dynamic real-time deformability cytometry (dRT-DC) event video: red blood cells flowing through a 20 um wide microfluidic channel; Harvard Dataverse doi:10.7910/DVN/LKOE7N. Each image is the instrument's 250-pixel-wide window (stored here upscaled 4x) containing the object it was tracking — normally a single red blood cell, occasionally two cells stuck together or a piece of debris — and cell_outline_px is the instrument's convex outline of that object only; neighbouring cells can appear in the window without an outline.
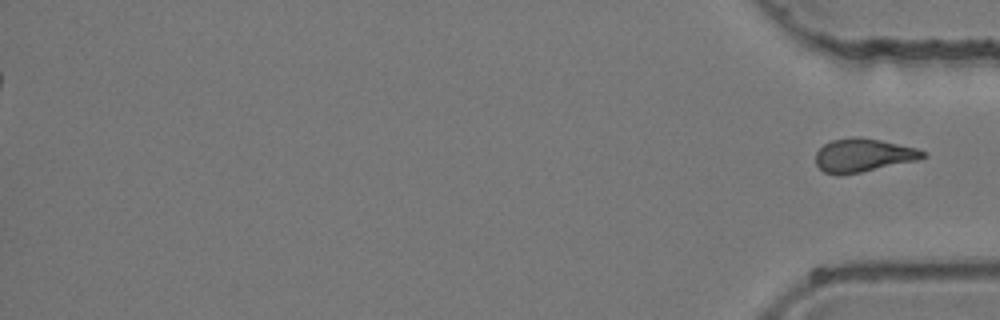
{"species": "common noctule bat (a hibernating species)", "species_latin": "Nyctalus noctula", "temperature_condition": "room temperature", "stored_images_in_passage": 35, "segment_of_instrument_passage": [2, 2], "camera_frame_rate_fps": 3000, "um_per_image_px": 0.085, "animal": {"sex": "female", "body_mass_g": 24.6, "forearm_length_mm": 56.2}, "frame": {"image": 1, "passage_image": 35, "time_ms": 11.333, "image_size_px": [1000, 320], "cell_outline_px": [[928, 156], [920, 160], [840, 176], [836, 176], [824, 172], [816, 164], [816, 152], [824, 144], [832, 140], [852, 136], [860, 136], [880, 140], [916, 148], [928, 152]], "centroid_in_image_um": [73.39, 13.2], "position_along_channel_um": 361.8, "area_um2": 21.15}}